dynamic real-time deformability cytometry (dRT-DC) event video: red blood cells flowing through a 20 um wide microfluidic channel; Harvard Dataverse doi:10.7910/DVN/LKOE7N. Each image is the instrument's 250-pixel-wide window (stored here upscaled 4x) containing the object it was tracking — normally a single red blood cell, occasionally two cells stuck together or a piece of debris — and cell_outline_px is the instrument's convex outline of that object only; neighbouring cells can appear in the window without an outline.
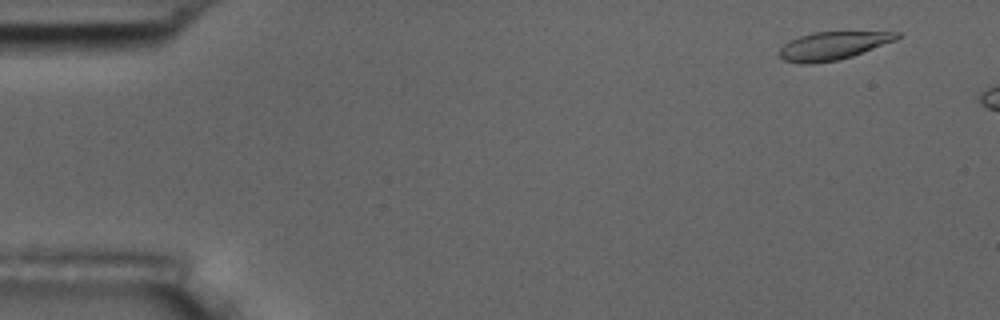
{"species": "common noctule bat (a hibernating species)", "species_latin": "Nyctalus noctula", "temperature_condition": "room temperature", "stored_images_in_passage": 3, "camera_frame_rate_fps": 3000, "um_per_image_px": 0.085, "animal": {"sex": "male", "body_mass_g": 17.5, "forearm_length_mm": 52.3}, "frame": {"image": 1, "passage_image": 1, "time_ms": 0.0, "image_size_px": [1000, 320], "cell_outline_px": [[900, 36], [896, 40], [852, 56], [840, 60], [812, 64], [800, 64], [784, 60], [780, 56], [780, 48], [784, 44], [800, 36], [812, 32], [900, 32]], "centroid_in_image_um": [70.79, 3.9], "position_along_channel_um": 14.2, "area_um2": 19.07}}